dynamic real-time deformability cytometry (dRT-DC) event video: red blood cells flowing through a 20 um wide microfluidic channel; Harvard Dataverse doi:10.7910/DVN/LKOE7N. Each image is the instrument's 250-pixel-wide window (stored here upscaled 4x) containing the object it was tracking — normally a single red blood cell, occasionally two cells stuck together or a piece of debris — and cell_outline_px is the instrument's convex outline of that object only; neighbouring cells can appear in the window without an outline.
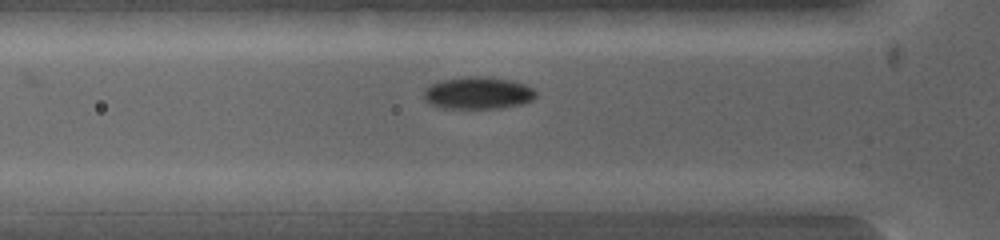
{"species": "common noctule bat (a hibernating species)", "species_latin": "Nyctalus noctula", "temperature_condition": "warm", "stored_images_in_passage": 3, "camera_frame_rate_fps": 5000, "um_per_image_px": 0.085, "animal": {"sex": "female", "body_mass_g": 19.0, "forearm_length_mm": 53.3}, "frame": {"image": 1, "passage_image": 3, "time_ms": 1.0, "image_size_px": [1000, 240], "cell_outline_px": [[604, 200], [576, 212], [508, 212], [496, 208], [492, 200], [560, 192], [576, 192]], "centroid_in_image_um": [46.52, 17.24], "position_along_channel_um": 79.3, "area_um2": 11.79}}